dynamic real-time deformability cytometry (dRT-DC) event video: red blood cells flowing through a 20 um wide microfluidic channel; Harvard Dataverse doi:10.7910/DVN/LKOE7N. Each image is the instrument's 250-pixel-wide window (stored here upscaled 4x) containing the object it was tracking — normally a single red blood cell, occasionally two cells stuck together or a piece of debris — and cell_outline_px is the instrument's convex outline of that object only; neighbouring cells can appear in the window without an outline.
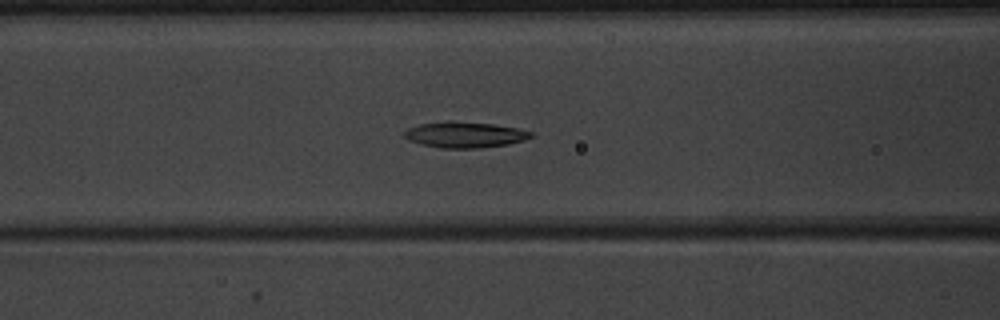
{"species": "common noctule bat (a hibernating species)", "species_latin": "Nyctalus noctula", "temperature_condition": "warm", "stored_images_in_passage": 46, "camera_frame_rate_fps": 3000, "um_per_image_px": 0.085, "animal": {"sex": "male", "body_mass_g": 20.1, "forearm_length_mm": 53.5}, "frame": {"image": 1, "passage_image": 17, "time_ms": 5.333, "image_size_px": [1000, 320], "cell_outline_px": [[536, 136], [524, 140], [508, 144], [480, 148], [440, 148], [420, 144], [408, 140], [404, 136], [404, 132], [408, 128], [420, 124], [492, 124], [520, 128], [532, 132]], "centroid_in_image_um": [39.58, 11.5], "position_along_channel_um": 127.0, "area_um2": 18.26}}
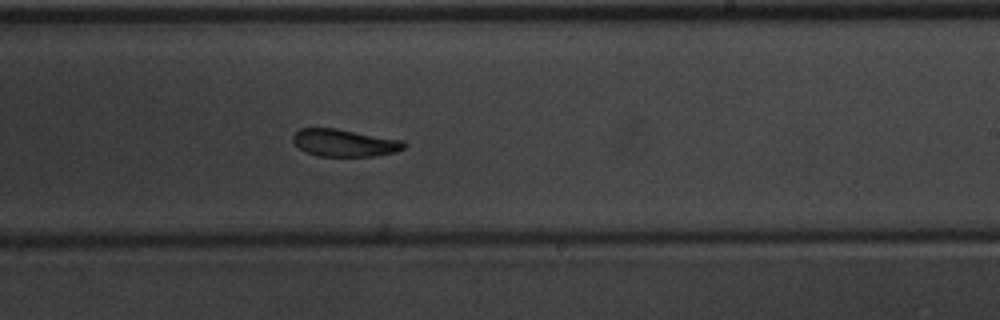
{"frame": {"image": 2, "passage_image": 27, "time_ms": 8.667, "image_size_px": [1000, 320], "cell_outline_px": [[408, 144], [404, 148], [396, 152], [376, 156], [316, 156], [304, 152], [292, 140], [292, 136], [300, 128], [336, 128], [404, 140]], "centroid_in_image_um": [29.3, 12.14], "position_along_channel_um": 259.7, "area_um2": 17.92}}
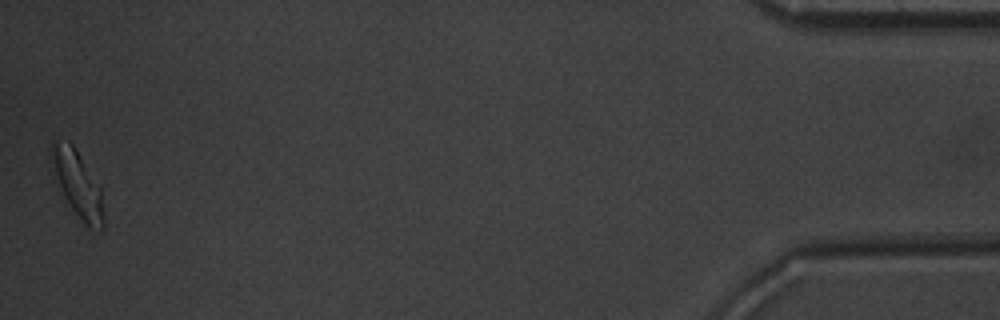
{"frame": {"image": 3, "passage_image": 46, "time_ms": 15.0, "image_size_px": [1000, 320], "cell_outline_px": [[104, 228], [100, 232], [88, 228], [84, 224], [72, 208], [64, 196], [48, 156], [48, 148], [52, 140], [68, 140], [72, 144], [80, 156], [100, 188], [104, 216]], "centroid_in_image_um": [6.57, 15.63], "position_along_channel_um": 428.6, "area_um2": 20.06}, "authors_computed_cell_mechanics": {"area_um2": 18.9006, "velocity_mm_per_s": 3.9899, "shape_relaxation_time_tau1_ms": 5.7258, "shape_relaxation_time_tau2_ms": 3.9107, "deformation_change_tau1": 0.1608, "deformation_change_tau2": 0.1147}}